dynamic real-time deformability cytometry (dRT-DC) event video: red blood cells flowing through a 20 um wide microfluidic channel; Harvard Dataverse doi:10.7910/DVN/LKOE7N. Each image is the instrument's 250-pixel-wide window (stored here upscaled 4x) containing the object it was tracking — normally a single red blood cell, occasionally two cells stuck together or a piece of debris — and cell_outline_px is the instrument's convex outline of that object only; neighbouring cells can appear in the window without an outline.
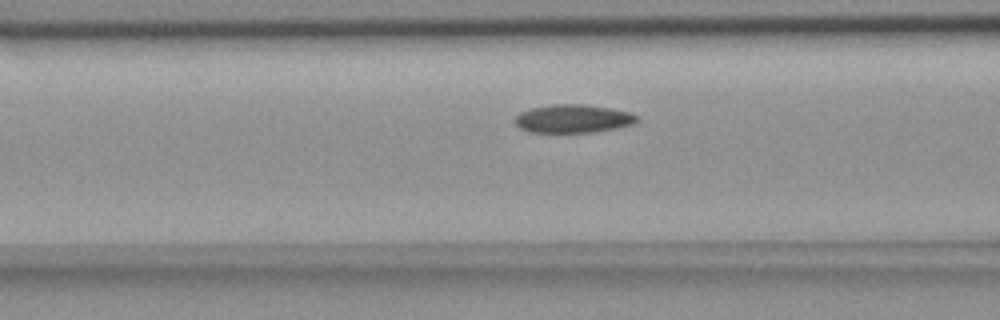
{"species": "common noctule bat (a hibernating species)", "species_latin": "Nyctalus noctula", "temperature_condition": "room temperature", "stored_images_in_passage": 7, "camera_frame_rate_fps": 3000, "um_per_image_px": 0.085, "animal": {"sex": "female", "body_mass_g": 18.4}, "frame": {"image": 1, "passage_image": 7, "time_ms": 7.0, "image_size_px": [1000, 320], "cell_outline_px": [[640, 120], [632, 124], [616, 128], [592, 132], [528, 132], [520, 128], [516, 124], [516, 116], [520, 112], [528, 108], [552, 104], [584, 104], [612, 108], [632, 112], [640, 116]], "centroid_in_image_um": [48.75, 10.07], "position_along_channel_um": 117.9, "area_um2": 20.35}}